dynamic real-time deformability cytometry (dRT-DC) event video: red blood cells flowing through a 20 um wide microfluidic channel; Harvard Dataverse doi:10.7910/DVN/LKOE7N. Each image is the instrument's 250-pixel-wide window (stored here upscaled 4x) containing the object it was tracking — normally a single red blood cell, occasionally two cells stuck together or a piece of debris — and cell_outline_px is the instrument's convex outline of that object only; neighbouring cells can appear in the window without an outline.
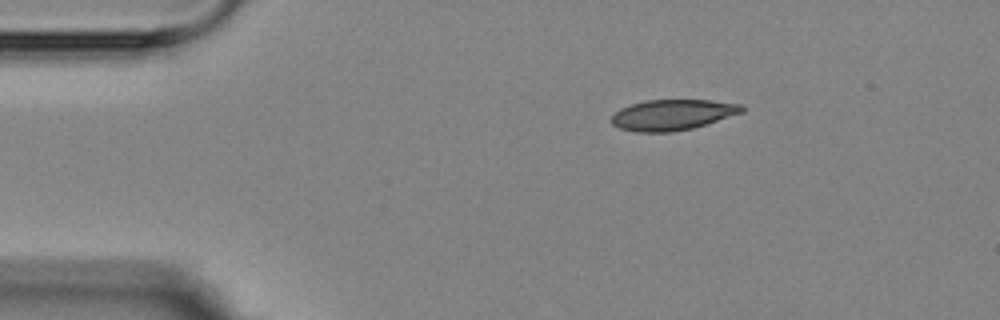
{"species": "Egyptian fruit bat (a non-hibernating species)", "species_latin": "Rousettus aegyptiacus", "temperature_condition": "room temperature", "stored_images_in_passage": 3, "camera_frame_rate_fps": 3000, "um_per_image_px": 0.085, "animal": {"sex": "female"}, "frame": {"image": 1, "passage_image": 1, "time_ms": 0.0, "image_size_px": [1000, 320], "cell_outline_px": [[744, 112], [692, 128], [672, 132], [636, 132], [620, 128], [612, 124], [612, 116], [620, 108], [644, 100], [712, 100], [744, 104]], "centroid_in_image_um": [57.18, 9.75], "position_along_channel_um": 27.8, "area_um2": 23.29}}